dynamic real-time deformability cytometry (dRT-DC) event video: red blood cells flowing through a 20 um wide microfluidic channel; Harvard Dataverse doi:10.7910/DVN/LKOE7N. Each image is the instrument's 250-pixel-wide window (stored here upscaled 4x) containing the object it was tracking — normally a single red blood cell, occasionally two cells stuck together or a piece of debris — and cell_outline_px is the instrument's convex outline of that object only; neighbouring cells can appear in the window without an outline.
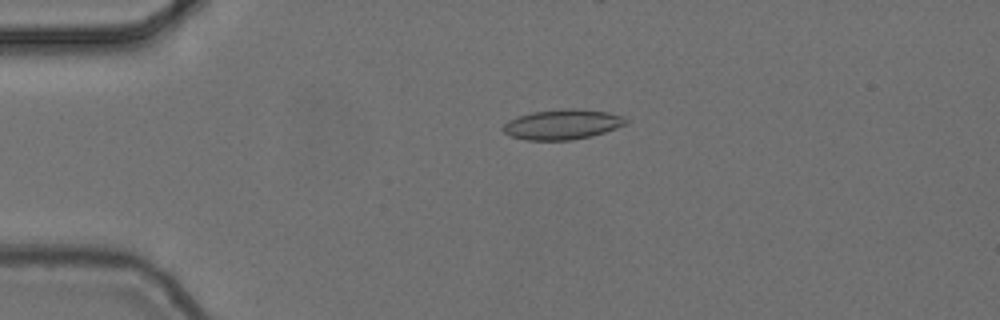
{"species": "common noctule bat (a hibernating species)", "species_latin": "Nyctalus noctula", "temperature_condition": "cold", "stored_images_in_passage": 45, "camera_frame_rate_fps": 3000, "um_per_image_px": 0.085, "animal": {"sex": "female", "body_mass_g": 24.6, "forearm_length_mm": 56.2}, "frame": {"image": 1, "passage_image": 3, "time_ms": 0.667, "image_size_px": [1000, 320], "cell_outline_px": [[628, 124], [592, 136], [572, 140], [528, 140], [512, 136], [504, 132], [500, 128], [508, 120], [516, 116], [532, 112], [564, 108], [576, 108], [608, 112], [624, 116], [628, 120]], "centroid_in_image_um": [47.81, 10.56], "position_along_channel_um": 37.2, "area_um2": 21.73}}
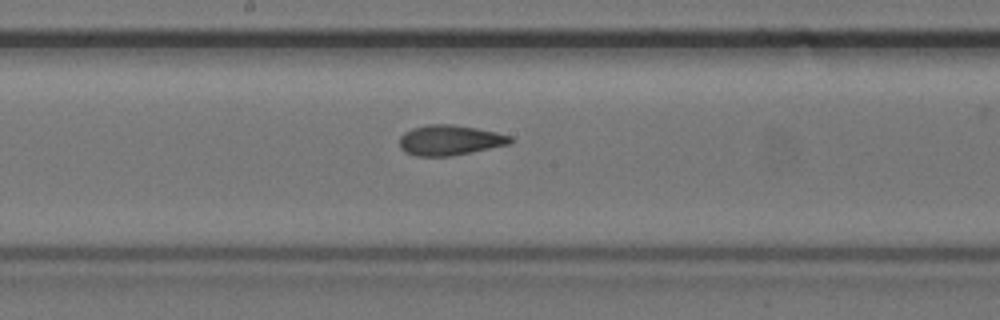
{"frame": {"image": 2, "passage_image": 20, "time_ms": 6.333, "image_size_px": [1000, 320], "cell_outline_px": [[516, 140], [512, 144], [452, 156], [416, 156], [404, 152], [400, 148], [400, 136], [404, 132], [412, 128], [428, 124], [452, 124], [476, 128], [496, 132], [512, 136]], "centroid_in_image_um": [38.27, 11.92], "position_along_channel_um": 209.9, "area_um2": 19.83}}
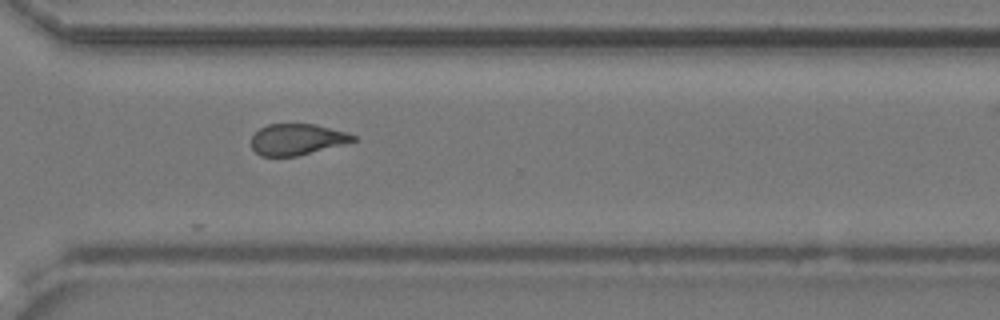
{"frame": {"image": 3, "passage_image": 31, "time_ms": 10.0, "image_size_px": [1000, 320], "cell_outline_px": [[356, 140], [296, 156], [260, 156], [252, 148], [252, 136], [260, 128], [268, 124], [316, 124], [348, 132], [356, 136]], "centroid_in_image_um": [25.23, 11.83], "position_along_channel_um": 345.4, "area_um2": 18.26}, "authors_computed_cell_mechanics": {"area_um2": 19.2474, "velocity_mm_per_s": 3.7065, "shape_relaxation_time_tau1_ms": null, "shape_relaxation_time_tau2_ms": 1.872, "deformation_change_tau1": null, "deformation_change_tau2": 0.0736}}